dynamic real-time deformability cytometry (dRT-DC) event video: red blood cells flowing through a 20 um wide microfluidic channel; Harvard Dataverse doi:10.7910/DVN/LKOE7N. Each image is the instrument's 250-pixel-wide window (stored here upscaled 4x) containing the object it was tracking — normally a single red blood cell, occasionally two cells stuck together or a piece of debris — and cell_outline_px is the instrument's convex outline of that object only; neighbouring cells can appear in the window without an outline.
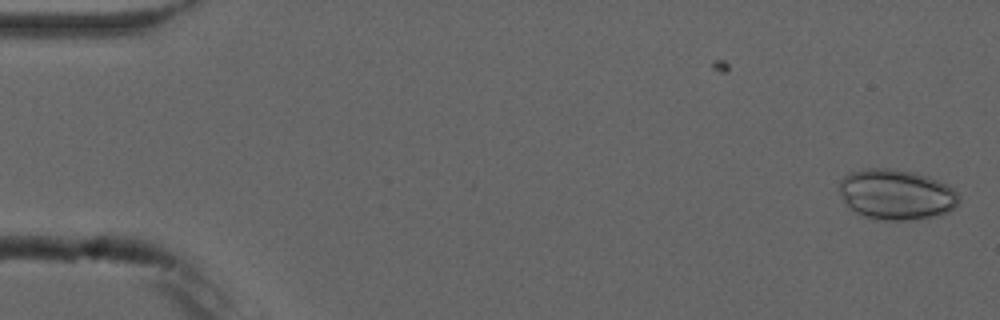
{"species": "common noctule bat (a hibernating species)", "species_latin": "Nyctalus noctula", "temperature_condition": "cold", "stored_images_in_passage": 2, "camera_frame_rate_fps": 3000, "um_per_image_px": 0.085, "animal": {"sex": "male", "forearm_length_mm": 52.5}, "frame": {"image": 1, "passage_image": 2, "time_ms": 1.0, "image_size_px": [1000, 320], "cell_outline_px": [[960, 200], [948, 212], [940, 216], [908, 220], [876, 220], [864, 216], [856, 212], [844, 200], [840, 192], [840, 180], [848, 172], [868, 168], [888, 168], [912, 172], [936, 180], [952, 188], [960, 196]], "centroid_in_image_um": [76.18, 16.54], "position_along_channel_um": 8.8, "area_um2": 34.91}}